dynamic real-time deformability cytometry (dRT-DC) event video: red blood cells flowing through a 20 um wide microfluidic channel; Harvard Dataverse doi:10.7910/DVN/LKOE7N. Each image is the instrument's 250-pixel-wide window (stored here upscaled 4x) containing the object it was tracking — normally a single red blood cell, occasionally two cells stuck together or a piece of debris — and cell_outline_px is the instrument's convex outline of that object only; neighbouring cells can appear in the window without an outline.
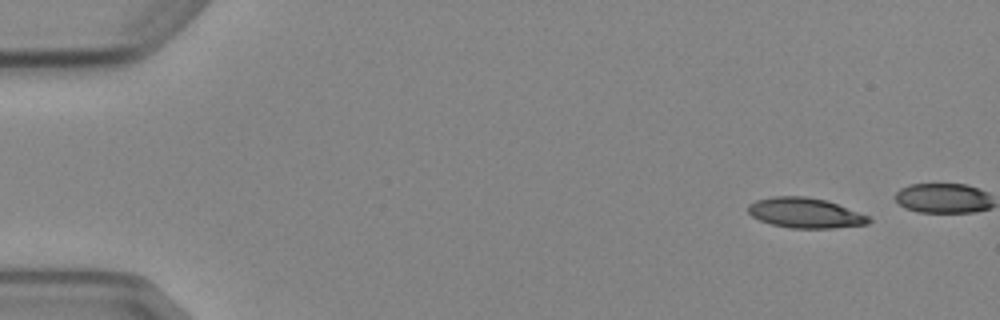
{"species": "Egyptian fruit bat (a non-hibernating species)", "species_latin": "Rousettus aegyptiacus", "temperature_condition": "cold", "stored_images_in_passage": 5, "camera_frame_rate_fps": 3000, "um_per_image_px": 0.085, "animal": {"sex": "female"}, "frame": {"image": 1, "passage_image": 1, "time_ms": 0.0, "image_size_px": [1000, 320], "cell_outline_px": [[872, 220], [868, 224], [832, 228], [792, 228], [772, 224], [760, 220], [752, 216], [748, 212], [748, 204], [756, 200], [772, 196], [804, 196], [828, 200], [868, 216]], "centroid_in_image_um": [68.43, 18.09], "position_along_channel_um": 16.6, "area_um2": 21.15}}
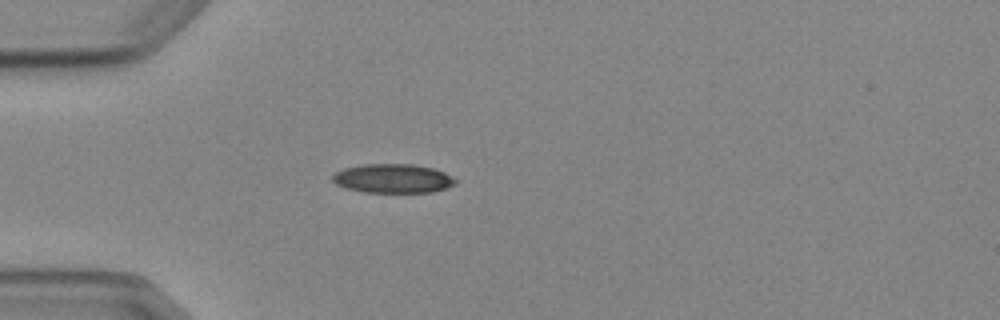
{"frame": {"image": 2, "passage_image": 5, "time_ms": 5.333, "image_size_px": [1000, 320], "cell_outline_px": [[456, 184], [432, 192], [364, 192], [344, 188], [336, 184], [332, 180], [332, 176], [336, 172], [344, 168], [364, 164], [412, 164], [432, 168], [444, 172], [452, 176], [456, 180]], "centroid_in_image_um": [33.38, 15.17], "position_along_channel_um": 51.6, "area_um2": 20.75}}